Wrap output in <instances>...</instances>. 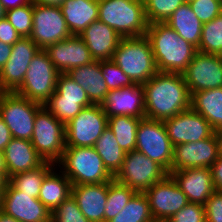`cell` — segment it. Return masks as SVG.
<instances>
[{
  "mask_svg": "<svg viewBox=\"0 0 222 222\" xmlns=\"http://www.w3.org/2000/svg\"><path fill=\"white\" fill-rule=\"evenodd\" d=\"M166 24L175 30L184 40L196 48L199 47L203 24L196 17L188 2L179 6L166 21Z\"/></svg>",
  "mask_w": 222,
  "mask_h": 222,
  "instance_id": "cell-30",
  "label": "cell"
},
{
  "mask_svg": "<svg viewBox=\"0 0 222 222\" xmlns=\"http://www.w3.org/2000/svg\"><path fill=\"white\" fill-rule=\"evenodd\" d=\"M12 135L3 118L0 116V151H4L5 147L10 143Z\"/></svg>",
  "mask_w": 222,
  "mask_h": 222,
  "instance_id": "cell-46",
  "label": "cell"
},
{
  "mask_svg": "<svg viewBox=\"0 0 222 222\" xmlns=\"http://www.w3.org/2000/svg\"><path fill=\"white\" fill-rule=\"evenodd\" d=\"M51 222H90L79 209L76 200L70 195L51 212Z\"/></svg>",
  "mask_w": 222,
  "mask_h": 222,
  "instance_id": "cell-40",
  "label": "cell"
},
{
  "mask_svg": "<svg viewBox=\"0 0 222 222\" xmlns=\"http://www.w3.org/2000/svg\"><path fill=\"white\" fill-rule=\"evenodd\" d=\"M93 105L86 91L66 73H59L54 94L43 105L64 125Z\"/></svg>",
  "mask_w": 222,
  "mask_h": 222,
  "instance_id": "cell-11",
  "label": "cell"
},
{
  "mask_svg": "<svg viewBox=\"0 0 222 222\" xmlns=\"http://www.w3.org/2000/svg\"><path fill=\"white\" fill-rule=\"evenodd\" d=\"M197 51L222 56V13L203 24Z\"/></svg>",
  "mask_w": 222,
  "mask_h": 222,
  "instance_id": "cell-36",
  "label": "cell"
},
{
  "mask_svg": "<svg viewBox=\"0 0 222 222\" xmlns=\"http://www.w3.org/2000/svg\"><path fill=\"white\" fill-rule=\"evenodd\" d=\"M20 38L18 32L6 18L0 19V41L13 45Z\"/></svg>",
  "mask_w": 222,
  "mask_h": 222,
  "instance_id": "cell-44",
  "label": "cell"
},
{
  "mask_svg": "<svg viewBox=\"0 0 222 222\" xmlns=\"http://www.w3.org/2000/svg\"><path fill=\"white\" fill-rule=\"evenodd\" d=\"M0 222H19V221L11 217L10 215L6 214L4 211L0 209Z\"/></svg>",
  "mask_w": 222,
  "mask_h": 222,
  "instance_id": "cell-51",
  "label": "cell"
},
{
  "mask_svg": "<svg viewBox=\"0 0 222 222\" xmlns=\"http://www.w3.org/2000/svg\"><path fill=\"white\" fill-rule=\"evenodd\" d=\"M93 147L107 170L115 176L122 167L126 153L119 146L114 133L107 127Z\"/></svg>",
  "mask_w": 222,
  "mask_h": 222,
  "instance_id": "cell-31",
  "label": "cell"
},
{
  "mask_svg": "<svg viewBox=\"0 0 222 222\" xmlns=\"http://www.w3.org/2000/svg\"><path fill=\"white\" fill-rule=\"evenodd\" d=\"M11 51H12V45H8L0 41V70L4 67L5 63L8 61Z\"/></svg>",
  "mask_w": 222,
  "mask_h": 222,
  "instance_id": "cell-47",
  "label": "cell"
},
{
  "mask_svg": "<svg viewBox=\"0 0 222 222\" xmlns=\"http://www.w3.org/2000/svg\"><path fill=\"white\" fill-rule=\"evenodd\" d=\"M191 203L205 205L215 191L210 168H188L169 173Z\"/></svg>",
  "mask_w": 222,
  "mask_h": 222,
  "instance_id": "cell-22",
  "label": "cell"
},
{
  "mask_svg": "<svg viewBox=\"0 0 222 222\" xmlns=\"http://www.w3.org/2000/svg\"><path fill=\"white\" fill-rule=\"evenodd\" d=\"M5 15H6V10L3 7V4L0 2V19L5 18Z\"/></svg>",
  "mask_w": 222,
  "mask_h": 222,
  "instance_id": "cell-55",
  "label": "cell"
},
{
  "mask_svg": "<svg viewBox=\"0 0 222 222\" xmlns=\"http://www.w3.org/2000/svg\"><path fill=\"white\" fill-rule=\"evenodd\" d=\"M65 0H31L35 4H43L50 6H60Z\"/></svg>",
  "mask_w": 222,
  "mask_h": 222,
  "instance_id": "cell-50",
  "label": "cell"
},
{
  "mask_svg": "<svg viewBox=\"0 0 222 222\" xmlns=\"http://www.w3.org/2000/svg\"><path fill=\"white\" fill-rule=\"evenodd\" d=\"M204 207L206 222H222V191L215 190Z\"/></svg>",
  "mask_w": 222,
  "mask_h": 222,
  "instance_id": "cell-43",
  "label": "cell"
},
{
  "mask_svg": "<svg viewBox=\"0 0 222 222\" xmlns=\"http://www.w3.org/2000/svg\"><path fill=\"white\" fill-rule=\"evenodd\" d=\"M58 166L72 185L101 184L114 179L94 147H65Z\"/></svg>",
  "mask_w": 222,
  "mask_h": 222,
  "instance_id": "cell-3",
  "label": "cell"
},
{
  "mask_svg": "<svg viewBox=\"0 0 222 222\" xmlns=\"http://www.w3.org/2000/svg\"><path fill=\"white\" fill-rule=\"evenodd\" d=\"M68 74L87 93L93 104H102L110 92L102 76L101 61L94 60L89 64L70 69Z\"/></svg>",
  "mask_w": 222,
  "mask_h": 222,
  "instance_id": "cell-26",
  "label": "cell"
},
{
  "mask_svg": "<svg viewBox=\"0 0 222 222\" xmlns=\"http://www.w3.org/2000/svg\"><path fill=\"white\" fill-rule=\"evenodd\" d=\"M54 167L44 178L38 196L39 201L52 212L71 195L72 184L62 171ZM56 170V171H55Z\"/></svg>",
  "mask_w": 222,
  "mask_h": 222,
  "instance_id": "cell-28",
  "label": "cell"
},
{
  "mask_svg": "<svg viewBox=\"0 0 222 222\" xmlns=\"http://www.w3.org/2000/svg\"><path fill=\"white\" fill-rule=\"evenodd\" d=\"M142 88L145 118L164 121L190 108L191 94L180 73L157 72Z\"/></svg>",
  "mask_w": 222,
  "mask_h": 222,
  "instance_id": "cell-1",
  "label": "cell"
},
{
  "mask_svg": "<svg viewBox=\"0 0 222 222\" xmlns=\"http://www.w3.org/2000/svg\"><path fill=\"white\" fill-rule=\"evenodd\" d=\"M7 186H0V209L2 208L3 204V195H4V190Z\"/></svg>",
  "mask_w": 222,
  "mask_h": 222,
  "instance_id": "cell-54",
  "label": "cell"
},
{
  "mask_svg": "<svg viewBox=\"0 0 222 222\" xmlns=\"http://www.w3.org/2000/svg\"><path fill=\"white\" fill-rule=\"evenodd\" d=\"M58 75L59 72L47 53L40 49L30 62L23 83L15 93L44 105L55 92Z\"/></svg>",
  "mask_w": 222,
  "mask_h": 222,
  "instance_id": "cell-6",
  "label": "cell"
},
{
  "mask_svg": "<svg viewBox=\"0 0 222 222\" xmlns=\"http://www.w3.org/2000/svg\"><path fill=\"white\" fill-rule=\"evenodd\" d=\"M182 75L190 94L222 87V56L197 51Z\"/></svg>",
  "mask_w": 222,
  "mask_h": 222,
  "instance_id": "cell-15",
  "label": "cell"
},
{
  "mask_svg": "<svg viewBox=\"0 0 222 222\" xmlns=\"http://www.w3.org/2000/svg\"><path fill=\"white\" fill-rule=\"evenodd\" d=\"M166 222H206L205 207L189 202Z\"/></svg>",
  "mask_w": 222,
  "mask_h": 222,
  "instance_id": "cell-42",
  "label": "cell"
},
{
  "mask_svg": "<svg viewBox=\"0 0 222 222\" xmlns=\"http://www.w3.org/2000/svg\"><path fill=\"white\" fill-rule=\"evenodd\" d=\"M214 135L217 141L218 157L222 158V129L214 131Z\"/></svg>",
  "mask_w": 222,
  "mask_h": 222,
  "instance_id": "cell-49",
  "label": "cell"
},
{
  "mask_svg": "<svg viewBox=\"0 0 222 222\" xmlns=\"http://www.w3.org/2000/svg\"><path fill=\"white\" fill-rule=\"evenodd\" d=\"M85 42L94 60H112L113 53L122 37L100 20L88 25L79 35Z\"/></svg>",
  "mask_w": 222,
  "mask_h": 222,
  "instance_id": "cell-23",
  "label": "cell"
},
{
  "mask_svg": "<svg viewBox=\"0 0 222 222\" xmlns=\"http://www.w3.org/2000/svg\"><path fill=\"white\" fill-rule=\"evenodd\" d=\"M155 222H166L189 201L173 177L168 174L144 192Z\"/></svg>",
  "mask_w": 222,
  "mask_h": 222,
  "instance_id": "cell-14",
  "label": "cell"
},
{
  "mask_svg": "<svg viewBox=\"0 0 222 222\" xmlns=\"http://www.w3.org/2000/svg\"><path fill=\"white\" fill-rule=\"evenodd\" d=\"M190 107L202 115L214 131L222 129V87L192 93Z\"/></svg>",
  "mask_w": 222,
  "mask_h": 222,
  "instance_id": "cell-29",
  "label": "cell"
},
{
  "mask_svg": "<svg viewBox=\"0 0 222 222\" xmlns=\"http://www.w3.org/2000/svg\"><path fill=\"white\" fill-rule=\"evenodd\" d=\"M134 116H111L108 118V128L114 133L121 149L127 153L135 150L137 129L140 120Z\"/></svg>",
  "mask_w": 222,
  "mask_h": 222,
  "instance_id": "cell-32",
  "label": "cell"
},
{
  "mask_svg": "<svg viewBox=\"0 0 222 222\" xmlns=\"http://www.w3.org/2000/svg\"><path fill=\"white\" fill-rule=\"evenodd\" d=\"M136 192L115 179L108 182L107 203L104 210V222L114 218L129 202Z\"/></svg>",
  "mask_w": 222,
  "mask_h": 222,
  "instance_id": "cell-35",
  "label": "cell"
},
{
  "mask_svg": "<svg viewBox=\"0 0 222 222\" xmlns=\"http://www.w3.org/2000/svg\"><path fill=\"white\" fill-rule=\"evenodd\" d=\"M149 39L158 72L182 74L197 48L184 40L166 23L148 24Z\"/></svg>",
  "mask_w": 222,
  "mask_h": 222,
  "instance_id": "cell-2",
  "label": "cell"
},
{
  "mask_svg": "<svg viewBox=\"0 0 222 222\" xmlns=\"http://www.w3.org/2000/svg\"><path fill=\"white\" fill-rule=\"evenodd\" d=\"M0 170H6V164H5L3 151H0Z\"/></svg>",
  "mask_w": 222,
  "mask_h": 222,
  "instance_id": "cell-53",
  "label": "cell"
},
{
  "mask_svg": "<svg viewBox=\"0 0 222 222\" xmlns=\"http://www.w3.org/2000/svg\"><path fill=\"white\" fill-rule=\"evenodd\" d=\"M169 173L157 162L137 150L127 152L114 179L137 193H144Z\"/></svg>",
  "mask_w": 222,
  "mask_h": 222,
  "instance_id": "cell-8",
  "label": "cell"
},
{
  "mask_svg": "<svg viewBox=\"0 0 222 222\" xmlns=\"http://www.w3.org/2000/svg\"><path fill=\"white\" fill-rule=\"evenodd\" d=\"M107 193L108 182L72 185L71 189V195L76 200L79 209L90 222H104Z\"/></svg>",
  "mask_w": 222,
  "mask_h": 222,
  "instance_id": "cell-24",
  "label": "cell"
},
{
  "mask_svg": "<svg viewBox=\"0 0 222 222\" xmlns=\"http://www.w3.org/2000/svg\"><path fill=\"white\" fill-rule=\"evenodd\" d=\"M173 146L209 138L214 130L209 122L191 107L163 121Z\"/></svg>",
  "mask_w": 222,
  "mask_h": 222,
  "instance_id": "cell-17",
  "label": "cell"
},
{
  "mask_svg": "<svg viewBox=\"0 0 222 222\" xmlns=\"http://www.w3.org/2000/svg\"><path fill=\"white\" fill-rule=\"evenodd\" d=\"M112 61L134 84L143 85L158 72L152 47L146 36L122 38L113 53Z\"/></svg>",
  "mask_w": 222,
  "mask_h": 222,
  "instance_id": "cell-4",
  "label": "cell"
},
{
  "mask_svg": "<svg viewBox=\"0 0 222 222\" xmlns=\"http://www.w3.org/2000/svg\"><path fill=\"white\" fill-rule=\"evenodd\" d=\"M106 116H134L145 118V102L142 85L134 84L111 90L101 104Z\"/></svg>",
  "mask_w": 222,
  "mask_h": 222,
  "instance_id": "cell-21",
  "label": "cell"
},
{
  "mask_svg": "<svg viewBox=\"0 0 222 222\" xmlns=\"http://www.w3.org/2000/svg\"><path fill=\"white\" fill-rule=\"evenodd\" d=\"M108 127V117L100 104L85 107L65 124L66 147H93Z\"/></svg>",
  "mask_w": 222,
  "mask_h": 222,
  "instance_id": "cell-12",
  "label": "cell"
},
{
  "mask_svg": "<svg viewBox=\"0 0 222 222\" xmlns=\"http://www.w3.org/2000/svg\"><path fill=\"white\" fill-rule=\"evenodd\" d=\"M148 24L166 23L179 6L187 0H143Z\"/></svg>",
  "mask_w": 222,
  "mask_h": 222,
  "instance_id": "cell-37",
  "label": "cell"
},
{
  "mask_svg": "<svg viewBox=\"0 0 222 222\" xmlns=\"http://www.w3.org/2000/svg\"><path fill=\"white\" fill-rule=\"evenodd\" d=\"M31 143L37 154L55 165L60 161L65 150V125L42 106L34 120Z\"/></svg>",
  "mask_w": 222,
  "mask_h": 222,
  "instance_id": "cell-7",
  "label": "cell"
},
{
  "mask_svg": "<svg viewBox=\"0 0 222 222\" xmlns=\"http://www.w3.org/2000/svg\"><path fill=\"white\" fill-rule=\"evenodd\" d=\"M5 18L21 38L29 37L33 27V3L7 10Z\"/></svg>",
  "mask_w": 222,
  "mask_h": 222,
  "instance_id": "cell-38",
  "label": "cell"
},
{
  "mask_svg": "<svg viewBox=\"0 0 222 222\" xmlns=\"http://www.w3.org/2000/svg\"><path fill=\"white\" fill-rule=\"evenodd\" d=\"M217 141L214 133L198 142L174 146L172 171L188 168H211L218 159Z\"/></svg>",
  "mask_w": 222,
  "mask_h": 222,
  "instance_id": "cell-19",
  "label": "cell"
},
{
  "mask_svg": "<svg viewBox=\"0 0 222 222\" xmlns=\"http://www.w3.org/2000/svg\"><path fill=\"white\" fill-rule=\"evenodd\" d=\"M72 36L60 6L33 3L31 40L40 48L55 44Z\"/></svg>",
  "mask_w": 222,
  "mask_h": 222,
  "instance_id": "cell-13",
  "label": "cell"
},
{
  "mask_svg": "<svg viewBox=\"0 0 222 222\" xmlns=\"http://www.w3.org/2000/svg\"><path fill=\"white\" fill-rule=\"evenodd\" d=\"M44 51L59 73L80 67L94 61L85 42L79 35H72L65 40L47 46Z\"/></svg>",
  "mask_w": 222,
  "mask_h": 222,
  "instance_id": "cell-20",
  "label": "cell"
},
{
  "mask_svg": "<svg viewBox=\"0 0 222 222\" xmlns=\"http://www.w3.org/2000/svg\"><path fill=\"white\" fill-rule=\"evenodd\" d=\"M98 20L122 38L146 36L148 22L143 0H98Z\"/></svg>",
  "mask_w": 222,
  "mask_h": 222,
  "instance_id": "cell-5",
  "label": "cell"
},
{
  "mask_svg": "<svg viewBox=\"0 0 222 222\" xmlns=\"http://www.w3.org/2000/svg\"><path fill=\"white\" fill-rule=\"evenodd\" d=\"M1 210L19 222H51V212L38 198L18 191L10 182L4 190Z\"/></svg>",
  "mask_w": 222,
  "mask_h": 222,
  "instance_id": "cell-18",
  "label": "cell"
},
{
  "mask_svg": "<svg viewBox=\"0 0 222 222\" xmlns=\"http://www.w3.org/2000/svg\"><path fill=\"white\" fill-rule=\"evenodd\" d=\"M214 189L222 191V158H218L211 166Z\"/></svg>",
  "mask_w": 222,
  "mask_h": 222,
  "instance_id": "cell-45",
  "label": "cell"
},
{
  "mask_svg": "<svg viewBox=\"0 0 222 222\" xmlns=\"http://www.w3.org/2000/svg\"><path fill=\"white\" fill-rule=\"evenodd\" d=\"M187 2L202 24L213 20L222 13L220 0H187Z\"/></svg>",
  "mask_w": 222,
  "mask_h": 222,
  "instance_id": "cell-41",
  "label": "cell"
},
{
  "mask_svg": "<svg viewBox=\"0 0 222 222\" xmlns=\"http://www.w3.org/2000/svg\"><path fill=\"white\" fill-rule=\"evenodd\" d=\"M136 137L135 150L157 162L170 173L172 171L174 146L167 135L163 121L141 119Z\"/></svg>",
  "mask_w": 222,
  "mask_h": 222,
  "instance_id": "cell-10",
  "label": "cell"
},
{
  "mask_svg": "<svg viewBox=\"0 0 222 222\" xmlns=\"http://www.w3.org/2000/svg\"><path fill=\"white\" fill-rule=\"evenodd\" d=\"M3 153L8 178L17 173L37 168L44 162L31 141L26 139L12 138Z\"/></svg>",
  "mask_w": 222,
  "mask_h": 222,
  "instance_id": "cell-25",
  "label": "cell"
},
{
  "mask_svg": "<svg viewBox=\"0 0 222 222\" xmlns=\"http://www.w3.org/2000/svg\"><path fill=\"white\" fill-rule=\"evenodd\" d=\"M101 69L109 91L134 85L132 80L112 60H101Z\"/></svg>",
  "mask_w": 222,
  "mask_h": 222,
  "instance_id": "cell-39",
  "label": "cell"
},
{
  "mask_svg": "<svg viewBox=\"0 0 222 222\" xmlns=\"http://www.w3.org/2000/svg\"><path fill=\"white\" fill-rule=\"evenodd\" d=\"M108 222H155V220L145 194L136 192L121 211Z\"/></svg>",
  "mask_w": 222,
  "mask_h": 222,
  "instance_id": "cell-34",
  "label": "cell"
},
{
  "mask_svg": "<svg viewBox=\"0 0 222 222\" xmlns=\"http://www.w3.org/2000/svg\"><path fill=\"white\" fill-rule=\"evenodd\" d=\"M56 165L51 162L44 161L40 166L32 170L17 173L9 178V182L22 193L31 194V197L38 198L40 187L45 176Z\"/></svg>",
  "mask_w": 222,
  "mask_h": 222,
  "instance_id": "cell-33",
  "label": "cell"
},
{
  "mask_svg": "<svg viewBox=\"0 0 222 222\" xmlns=\"http://www.w3.org/2000/svg\"><path fill=\"white\" fill-rule=\"evenodd\" d=\"M39 50L30 37H22L12 45L10 57L0 70V92H15L22 85L28 66Z\"/></svg>",
  "mask_w": 222,
  "mask_h": 222,
  "instance_id": "cell-16",
  "label": "cell"
},
{
  "mask_svg": "<svg viewBox=\"0 0 222 222\" xmlns=\"http://www.w3.org/2000/svg\"><path fill=\"white\" fill-rule=\"evenodd\" d=\"M43 105L15 92H0V116L12 138L31 140L37 111Z\"/></svg>",
  "mask_w": 222,
  "mask_h": 222,
  "instance_id": "cell-9",
  "label": "cell"
},
{
  "mask_svg": "<svg viewBox=\"0 0 222 222\" xmlns=\"http://www.w3.org/2000/svg\"><path fill=\"white\" fill-rule=\"evenodd\" d=\"M8 183L7 170H0V186H7Z\"/></svg>",
  "mask_w": 222,
  "mask_h": 222,
  "instance_id": "cell-52",
  "label": "cell"
},
{
  "mask_svg": "<svg viewBox=\"0 0 222 222\" xmlns=\"http://www.w3.org/2000/svg\"><path fill=\"white\" fill-rule=\"evenodd\" d=\"M60 8L72 35H80L98 20V0H65Z\"/></svg>",
  "mask_w": 222,
  "mask_h": 222,
  "instance_id": "cell-27",
  "label": "cell"
},
{
  "mask_svg": "<svg viewBox=\"0 0 222 222\" xmlns=\"http://www.w3.org/2000/svg\"><path fill=\"white\" fill-rule=\"evenodd\" d=\"M0 2L3 4V7L7 11L22 5H27L31 3V0H0Z\"/></svg>",
  "mask_w": 222,
  "mask_h": 222,
  "instance_id": "cell-48",
  "label": "cell"
}]
</instances>
